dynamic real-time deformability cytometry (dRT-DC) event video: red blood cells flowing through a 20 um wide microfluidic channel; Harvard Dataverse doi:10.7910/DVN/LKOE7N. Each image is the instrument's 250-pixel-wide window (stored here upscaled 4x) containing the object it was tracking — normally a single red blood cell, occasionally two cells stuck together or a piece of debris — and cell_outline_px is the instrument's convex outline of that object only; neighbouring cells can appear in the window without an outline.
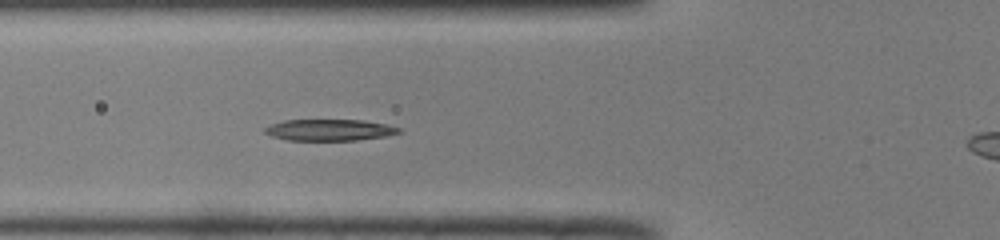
{"species": "common noctule bat (a hibernating species)", "species_latin": "Nyctalus noctula", "temperature_condition": "room temperature", "stored_images_in_passage": 38, "camera_frame_rate_fps": 3000, "um_per_image_px": 0.085, "animal": {"sex": "male", "body_mass_g": 19.0, "forearm_length_mm": 50.8}, "frame": {"image": 1, "passage_image": 5, "time_ms": 1.333, "image_size_px": [1000, 240], "cell_outline_px": [[404, 132], [384, 136], [356, 140], [288, 140], [272, 136], [264, 132], [264, 128], [272, 124], [284, 120], [364, 120], [388, 124], [400, 128]], "centroid_in_image_um": [28.05, 11.04], "position_along_channel_um": 97.8, "area_um2": 16.7}}
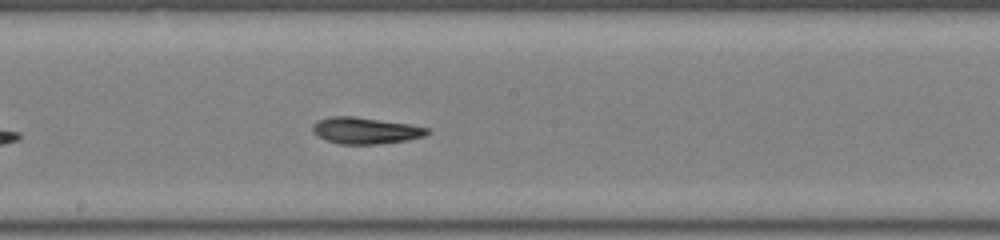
{"frame": {"image": 2, "passage_image": 14, "time_ms": 4.333, "image_size_px": [1000, 240], "cell_outline_px": [[432, 132], [424, 136], [408, 140], [380, 144], [340, 144], [316, 136], [312, 132], [312, 124], [316, 120], [332, 116], [352, 116], [408, 124], [428, 128]], "centroid_in_image_um": [31.04, 11.1], "position_along_channel_um": 217.2, "area_um2": 17.74}}
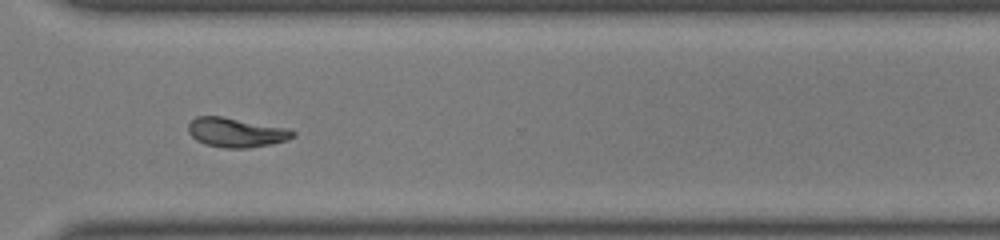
{"frame": {"image": 3, "passage_image": 24, "time_ms": 7.667, "image_size_px": [1000, 240], "cell_outline_px": [[296, 136], [288, 140], [248, 148], [224, 148], [204, 144], [196, 140], [188, 132], [188, 124], [196, 116], [220, 116], [288, 128], [296, 132]], "centroid_in_image_um": [20.07, 11.26], "position_along_channel_um": 350.5, "area_um2": 17.92}, "authors_computed_cell_mechanics": {"area_um2": 17.6868, "velocity_mm_per_s": 3.9851, "shape_relaxation_time_tau1_ms": 4.5931, "shape_relaxation_time_tau2_ms": 0.6656, "deformation_change_tau1": 0.214, "deformation_change_tau2": 0.0869}}